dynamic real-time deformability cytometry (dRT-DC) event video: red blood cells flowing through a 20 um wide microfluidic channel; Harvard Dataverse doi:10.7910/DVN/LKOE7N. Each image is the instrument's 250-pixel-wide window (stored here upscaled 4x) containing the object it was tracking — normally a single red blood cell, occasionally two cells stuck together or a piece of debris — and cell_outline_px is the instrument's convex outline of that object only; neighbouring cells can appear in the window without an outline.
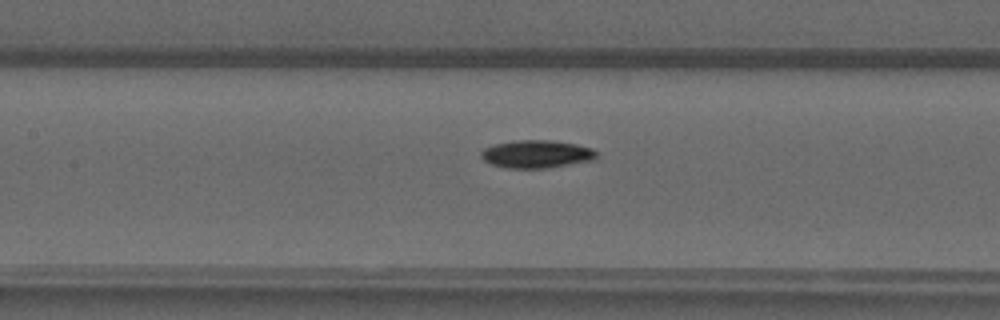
{"species": "common noctule bat (a hibernating species)", "species_latin": "Nyctalus noctula", "temperature_condition": "warm", "stored_images_in_passage": 41, "camera_frame_rate_fps": 3000, "um_per_image_px": 0.085, "animal": {"sex": "male", "forearm_length_mm": 52.5}, "frame": {"image": 1, "passage_image": 15, "time_ms": 4.667, "image_size_px": [1000, 320], "cell_outline_px": [[600, 152], [596, 160], [548, 168], [504, 168], [492, 164], [484, 160], [480, 156], [480, 152], [484, 148], [496, 144], [516, 140], [552, 140], [576, 144], [592, 148]], "centroid_in_image_um": [45.67, 13.1], "position_along_channel_um": 161.7, "area_um2": 19.02}}
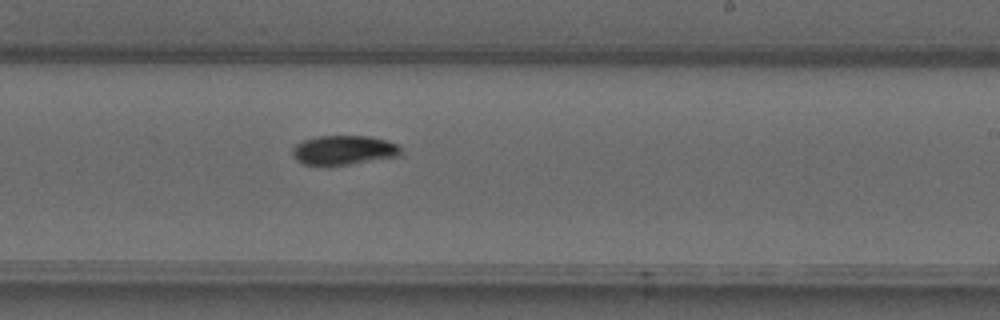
{"frame": {"image": 2, "passage_image": 22, "time_ms": 7.0, "image_size_px": [1000, 320], "cell_outline_px": [[400, 156], [348, 164], [304, 164], [296, 160], [292, 156], [292, 148], [296, 144], [304, 140], [316, 136], [368, 136], [388, 140], [396, 144], [400, 148]], "centroid_in_image_um": [29.2, 12.74], "position_along_channel_um": 259.8, "area_um2": 18.32}}
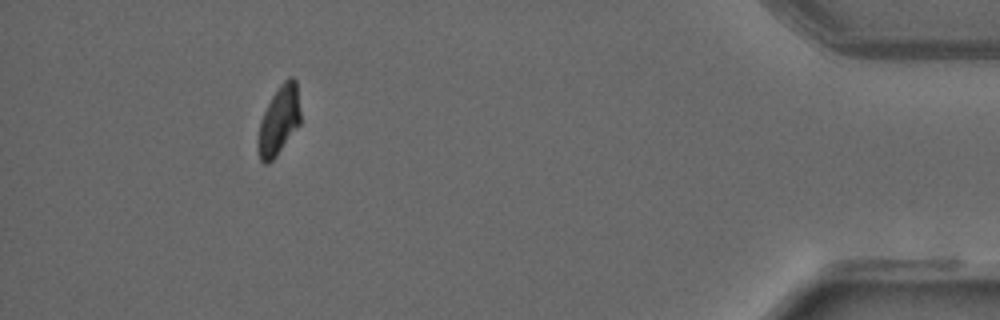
{"frame": {"image": 3, "passage_image": 37, "time_ms": 12.0, "image_size_px": [1000, 320], "cell_outline_px": [[300, 124], [276, 156], [268, 164], [264, 164], [260, 160], [256, 144], [256, 140], [260, 120], [272, 96], [280, 84], [288, 76], [292, 76], [296, 80], [300, 112]], "centroid_in_image_um": [23.69, 10.25], "position_along_channel_um": 411.5, "area_um2": 17.17}}